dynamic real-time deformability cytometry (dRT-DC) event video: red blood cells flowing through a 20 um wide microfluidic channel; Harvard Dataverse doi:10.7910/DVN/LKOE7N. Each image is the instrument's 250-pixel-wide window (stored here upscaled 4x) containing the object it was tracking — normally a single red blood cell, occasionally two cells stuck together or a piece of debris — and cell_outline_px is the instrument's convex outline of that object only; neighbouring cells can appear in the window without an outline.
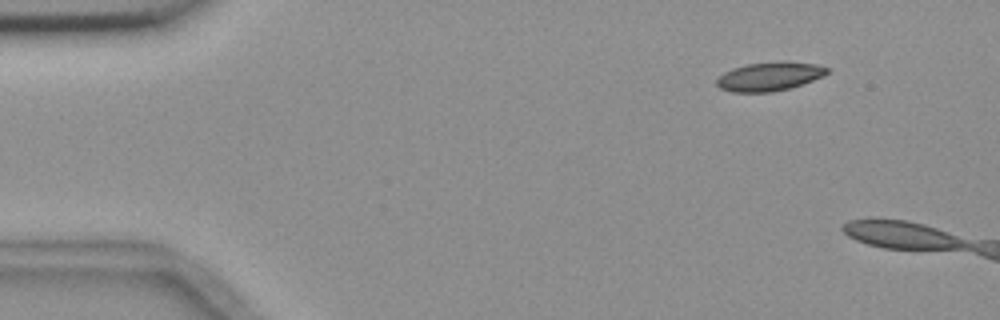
{"species": "common noctule bat (a hibernating species)", "species_latin": "Nyctalus noctula", "temperature_condition": "room temperature", "stored_images_in_passage": 3, "camera_frame_rate_fps": 3000, "um_per_image_px": 0.085, "animal": {"sex": "female", "body_mass_g": 18.4}, "frame": {"image": 1, "passage_image": 1, "time_ms": 0.0, "image_size_px": [1000, 320], "cell_outline_px": [[828, 72], [824, 76], [792, 88], [772, 92], [732, 92], [720, 88], [716, 84], [716, 80], [724, 72], [732, 68], [748, 64], [784, 60], [816, 64], [828, 68]], "centroid_in_image_um": [65.42, 6.49], "position_along_channel_um": 19.6, "area_um2": 18.73}}